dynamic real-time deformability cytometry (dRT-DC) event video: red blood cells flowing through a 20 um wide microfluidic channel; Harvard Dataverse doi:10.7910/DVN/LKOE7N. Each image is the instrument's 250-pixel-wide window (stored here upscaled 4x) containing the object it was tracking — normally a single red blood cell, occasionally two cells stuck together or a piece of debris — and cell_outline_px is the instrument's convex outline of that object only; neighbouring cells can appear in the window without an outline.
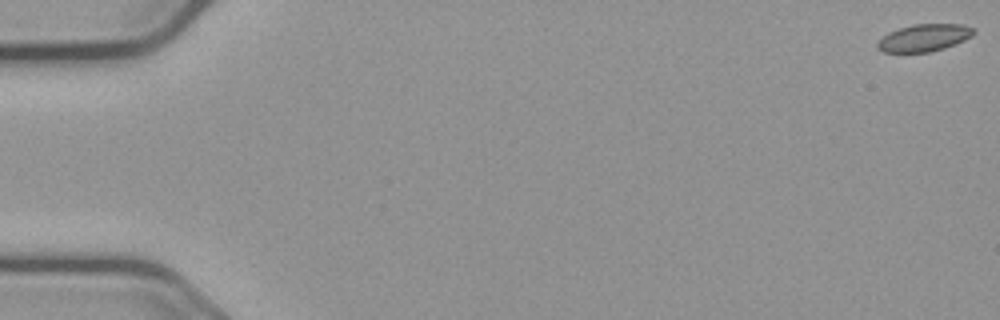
{"species": "common noctule bat (a hibernating species)", "species_latin": "Nyctalus noctula", "temperature_condition": "cold", "stored_images_in_passage": 19, "camera_frame_rate_fps": 3000, "um_per_image_px": 0.085, "animal": {"sex": "male", "body_mass_g": 23.1, "forearm_length_mm": 52.7}, "frame": {"image": 1, "passage_image": 1, "time_ms": 0.0, "image_size_px": [1000, 320], "cell_outline_px": [[976, 32], [972, 36], [956, 44], [944, 48], [928, 52], [884, 52], [876, 48], [876, 44], [888, 32], [912, 24], [964, 24], [976, 28]], "centroid_in_image_um": [78.59, 3.2], "position_along_channel_um": 6.4, "area_um2": 15.37}}
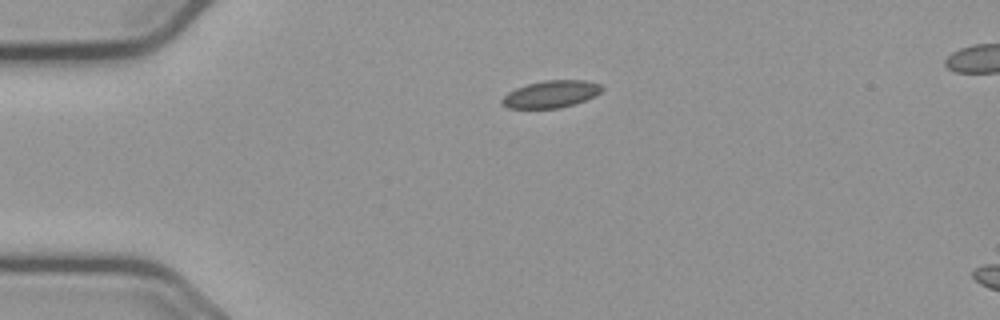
{"frame": {"image": 2, "passage_image": 14, "time_ms": 4.333, "image_size_px": [1000, 320], "cell_outline_px": [[604, 88], [596, 96], [560, 108], [508, 108], [500, 104], [500, 100], [508, 92], [516, 88], [528, 84], [544, 80], [588, 80], [600, 84]], "centroid_in_image_um": [46.83, 7.99], "position_along_channel_um": 38.2, "area_um2": 15.84}}